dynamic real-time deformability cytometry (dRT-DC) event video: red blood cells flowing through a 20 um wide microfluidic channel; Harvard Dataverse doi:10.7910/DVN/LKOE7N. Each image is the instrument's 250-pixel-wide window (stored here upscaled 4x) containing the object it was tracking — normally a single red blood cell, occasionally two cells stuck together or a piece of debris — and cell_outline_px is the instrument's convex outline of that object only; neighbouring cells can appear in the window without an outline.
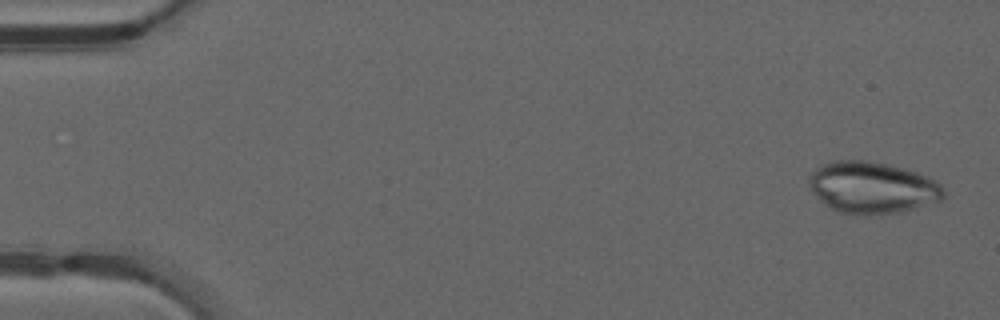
{"species": "common noctule bat (a hibernating species)", "species_latin": "Nyctalus noctula", "temperature_condition": "warm", "stored_images_in_passage": 48, "camera_frame_rate_fps": 3000, "um_per_image_px": 0.085, "animal": {"sex": "male", "forearm_length_mm": 52.5}, "frame": {"image": 1, "passage_image": 2, "time_ms": 0.333, "image_size_px": [1000, 320], "cell_outline_px": [[944, 196], [940, 200], [900, 212], [868, 216], [856, 216], [840, 212], [832, 208], [820, 200], [812, 192], [808, 180], [812, 172], [820, 164], [832, 160], [868, 160], [888, 164], [904, 168], [928, 176], [936, 180], [944, 188]], "centroid_in_image_um": [74.13, 15.94], "position_along_channel_um": 10.9, "area_um2": 40.92}}
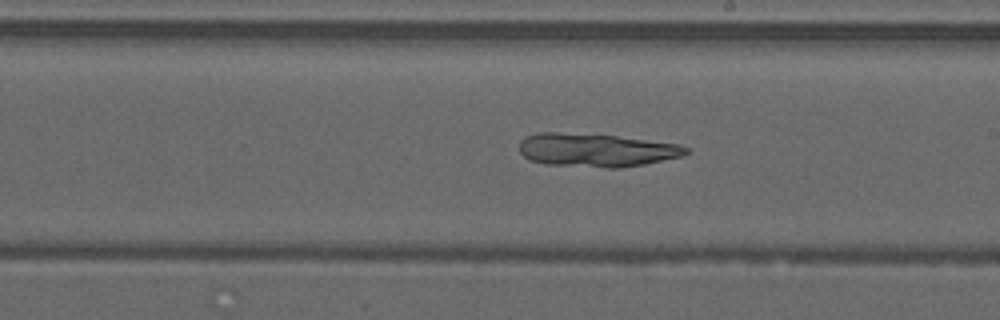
{"frame": {"image": 2, "passage_image": 28, "time_ms": 9.0, "image_size_px": [1000, 320], "cell_outline_px": [[688, 152], [684, 156], [644, 164], [620, 168], [608, 168], [544, 164], [532, 160], [524, 156], [520, 152], [520, 140], [524, 136], [540, 132], [556, 132], [616, 136], [680, 144], [688, 148]], "centroid_in_image_um": [50.68, 12.76], "position_along_channel_um": 238.3, "area_um2": 32.43}}
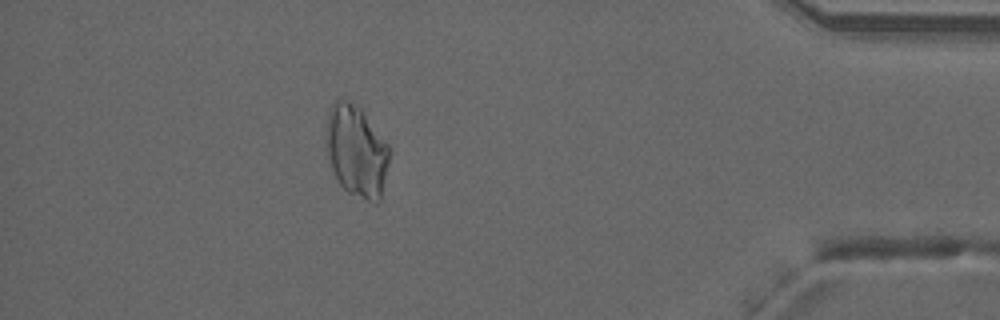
{"frame": {"image": 3, "passage_image": 43, "time_ms": 14.0, "image_size_px": [1000, 320], "cell_outline_px": [[388, 164], [380, 200], [376, 204], [348, 192], [340, 184], [332, 168], [324, 148], [324, 140], [328, 112], [332, 104], [336, 100], [352, 100], [360, 108], [388, 144]], "centroid_in_image_um": [30.25, 12.82], "position_along_channel_um": 404.9, "area_um2": 33.81}}